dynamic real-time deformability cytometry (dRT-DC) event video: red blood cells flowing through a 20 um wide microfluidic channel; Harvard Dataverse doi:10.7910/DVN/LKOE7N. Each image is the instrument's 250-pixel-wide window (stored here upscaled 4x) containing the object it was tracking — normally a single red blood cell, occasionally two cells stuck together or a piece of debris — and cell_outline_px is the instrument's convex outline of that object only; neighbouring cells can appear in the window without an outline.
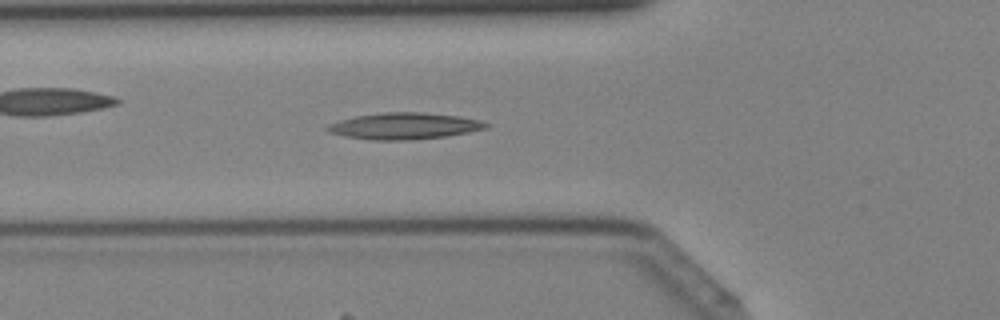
{"species": "Egyptian fruit bat (a non-hibernating species)", "species_latin": "Rousettus aegyptiacus", "temperature_condition": "cold", "stored_images_in_passage": 31, "camera_frame_rate_fps": 3000, "um_per_image_px": 0.085, "animal": {"sex": "female"}, "frame": {"image": 1, "passage_image": 10, "time_ms": 3.0, "image_size_px": [1000, 320], "cell_outline_px": [[488, 124], [484, 128], [468, 132], [448, 136], [412, 140], [376, 140], [344, 136], [332, 132], [324, 128], [328, 124], [340, 120], [356, 116], [380, 112], [420, 112], [460, 116], [480, 120]], "centroid_in_image_um": [34.35, 10.71], "position_along_channel_um": 91.4, "area_um2": 24.33}}
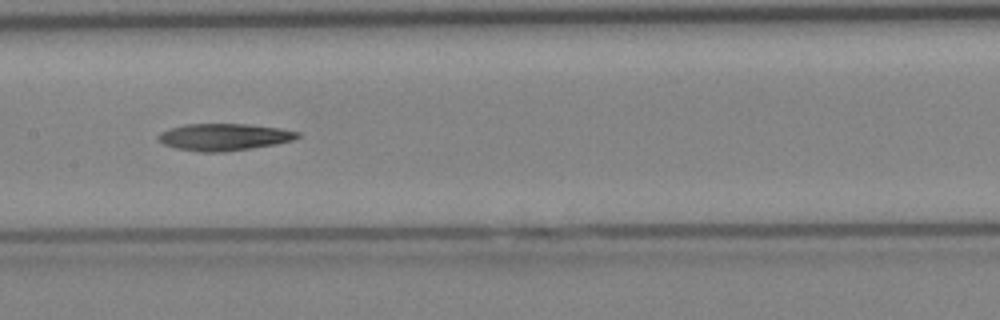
{"frame": {"image": 2, "passage_image": 16, "time_ms": 5.0, "image_size_px": [1000, 320], "cell_outline_px": [[300, 136], [292, 140], [276, 144], [252, 148], [224, 152], [200, 152], [176, 148], [164, 144], [156, 140], [156, 136], [160, 132], [168, 128], [184, 124], [248, 124], [280, 128], [300, 132]], "centroid_in_image_um": [19.0, 11.64], "position_along_channel_um": 188.4, "area_um2": 22.08}}
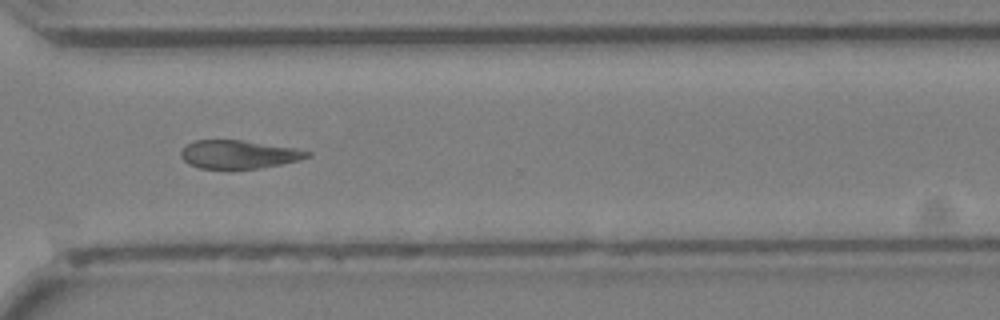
{"frame": {"image": 3, "passage_image": 26, "time_ms": 8.333, "image_size_px": [1000, 320], "cell_outline_px": [[312, 156], [300, 160], [260, 168], [200, 168], [188, 164], [180, 156], [180, 152], [192, 140], [244, 140], [296, 148], [312, 152]], "centroid_in_image_um": [20.32, 13.11], "position_along_channel_um": 350.3, "area_um2": 20.87}}